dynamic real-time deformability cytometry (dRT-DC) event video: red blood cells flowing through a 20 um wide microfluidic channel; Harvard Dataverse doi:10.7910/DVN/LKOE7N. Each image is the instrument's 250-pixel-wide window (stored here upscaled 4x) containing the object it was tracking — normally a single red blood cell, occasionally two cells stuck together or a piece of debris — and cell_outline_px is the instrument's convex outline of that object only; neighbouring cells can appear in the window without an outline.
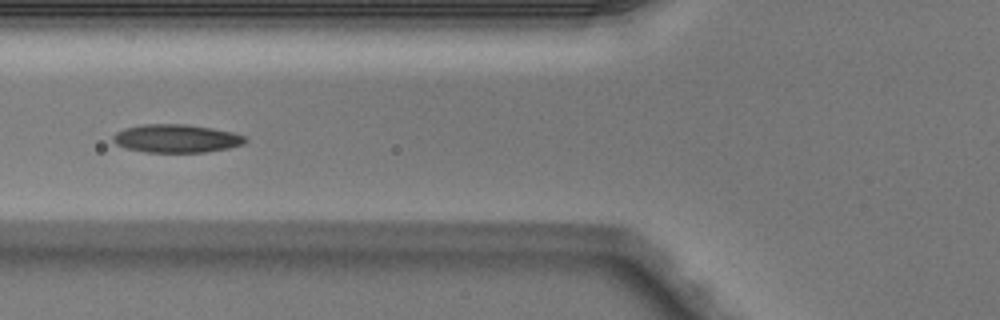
{"species": "Egyptian fruit bat (a non-hibernating species)", "species_latin": "Rousettus aegyptiacus", "temperature_condition": "warm", "stored_images_in_passage": 6, "camera_frame_rate_fps": 3000, "um_per_image_px": 0.085, "animal": {"sex": "male"}, "frame": {"image": 1, "passage_image": 6, "time_ms": 1.667, "image_size_px": [1000, 320], "cell_outline_px": [[248, 140], [244, 144], [228, 148], [204, 152], [144, 152], [124, 148], [116, 144], [112, 140], [112, 136], [116, 132], [124, 128], [144, 124], [188, 124], [212, 128], [232, 132], [248, 136]], "centroid_in_image_um": [14.99, 11.77], "position_along_channel_um": 110.8, "area_um2": 21.96}}